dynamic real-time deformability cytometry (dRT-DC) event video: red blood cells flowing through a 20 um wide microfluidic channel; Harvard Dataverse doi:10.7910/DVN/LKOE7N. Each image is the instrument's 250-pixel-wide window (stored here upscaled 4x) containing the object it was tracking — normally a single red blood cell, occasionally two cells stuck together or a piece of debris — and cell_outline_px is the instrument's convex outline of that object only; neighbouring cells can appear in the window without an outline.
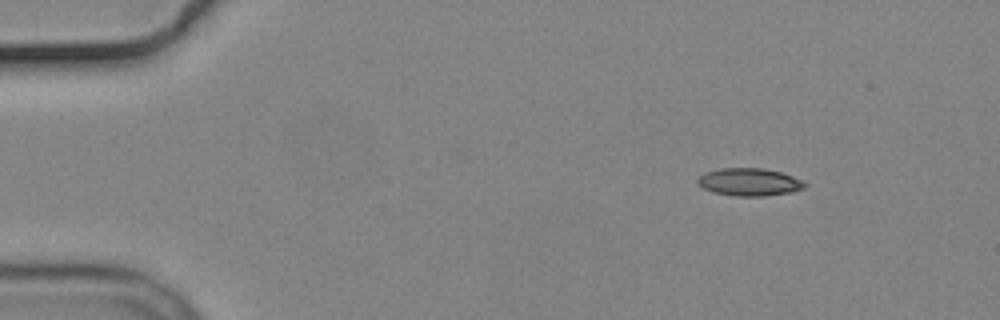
{"species": "common noctule bat (a hibernating species)", "species_latin": "Nyctalus noctula", "temperature_condition": "cold", "stored_images_in_passage": 6, "camera_frame_rate_fps": 3000, "um_per_image_px": 0.085, "animal": {"sex": "male", "body_mass_g": 19.2, "forearm_length_mm": 51.8}, "frame": {"image": 1, "passage_image": 1, "time_ms": 0.0, "image_size_px": [1000, 320], "cell_outline_px": [[808, 184], [804, 188], [792, 192], [764, 196], [736, 196], [716, 192], [704, 188], [696, 184], [696, 180], [704, 172], [720, 168], [764, 168], [780, 172], [804, 180]], "centroid_in_image_um": [63.71, 15.46], "position_along_channel_um": 21.3, "area_um2": 17.34}}
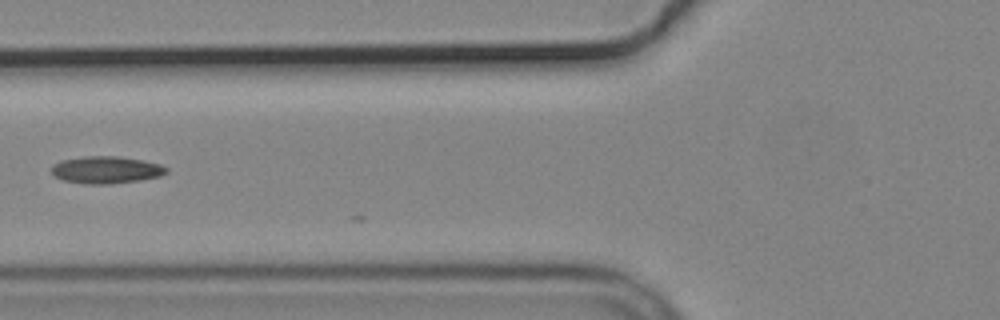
{"frame": {"image": 2, "passage_image": 5, "time_ms": 5.0, "image_size_px": [1000, 320], "cell_outline_px": [[168, 172], [160, 176], [140, 180], [108, 184], [88, 184], [64, 180], [56, 176], [52, 172], [52, 164], [60, 160], [84, 156], [116, 156], [144, 160], [160, 164], [168, 168]], "centroid_in_image_um": [9.04, 14.43], "position_along_channel_um": 116.8, "area_um2": 18.21}}
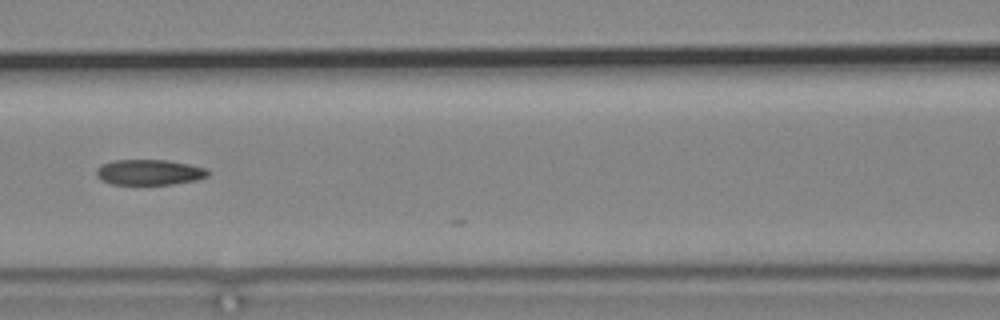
{"frame": {"image": 3, "passage_image": 6, "time_ms": 6.0, "image_size_px": [1000, 320], "cell_outline_px": [[212, 172], [208, 176], [196, 180], [172, 184], [112, 184], [100, 180], [96, 176], [96, 168], [112, 160], [168, 160], [208, 168]], "centroid_in_image_um": [12.71, 14.64], "position_along_channel_um": 153.9, "area_um2": 16.7}}